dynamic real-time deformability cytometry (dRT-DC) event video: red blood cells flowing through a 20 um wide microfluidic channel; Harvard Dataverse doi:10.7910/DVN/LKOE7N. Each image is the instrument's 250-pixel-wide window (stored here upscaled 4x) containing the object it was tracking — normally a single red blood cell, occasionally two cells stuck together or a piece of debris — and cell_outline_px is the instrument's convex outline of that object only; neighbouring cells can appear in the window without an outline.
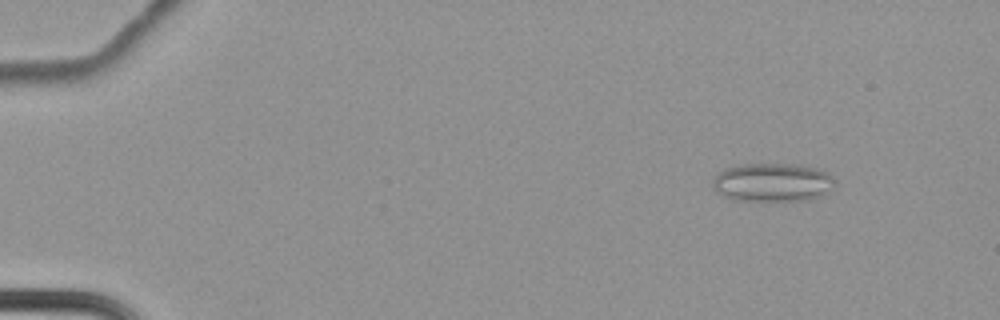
{"species": "common noctule bat (a hibernating species)", "species_latin": "Nyctalus noctula", "temperature_condition": "cold", "stored_images_in_passage": 65, "camera_frame_rate_fps": 3000, "um_per_image_px": 0.085, "animal": {"sex": "female", "body_mass_g": 22.7, "forearm_length_mm": 54.2}, "frame": {"image": 1, "passage_image": 9, "time_ms": 2.667, "image_size_px": [1000, 320], "cell_outline_px": [[836, 184], [824, 196], [812, 200], [732, 200], [716, 192], [712, 184], [712, 180], [724, 168], [740, 164], [796, 164], [816, 168], [832, 176], [836, 180]], "centroid_in_image_um": [65.68, 15.51], "position_along_channel_um": 19.3, "area_um2": 27.69}}
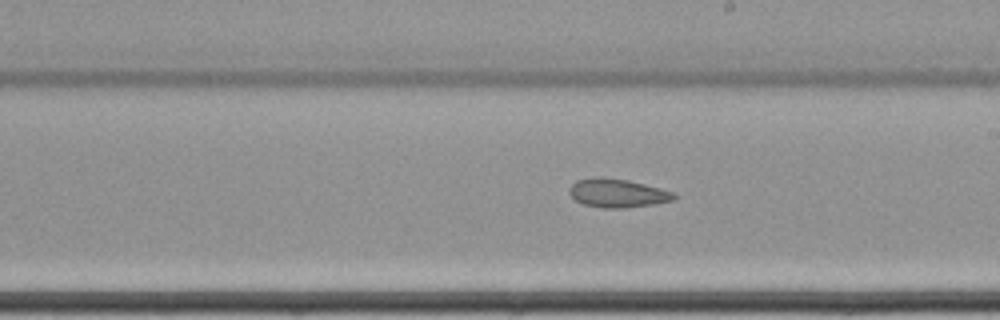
{"frame": {"image": 2, "passage_image": 40, "time_ms": 13.0, "image_size_px": [1000, 320], "cell_outline_px": [[676, 200], [652, 204], [624, 208], [600, 208], [584, 204], [576, 200], [568, 192], [568, 188], [576, 180], [596, 176], [604, 176], [628, 180], [660, 188], [672, 192], [676, 196]], "centroid_in_image_um": [52.45, 16.4], "position_along_channel_um": 236.6, "area_um2": 17.57}}
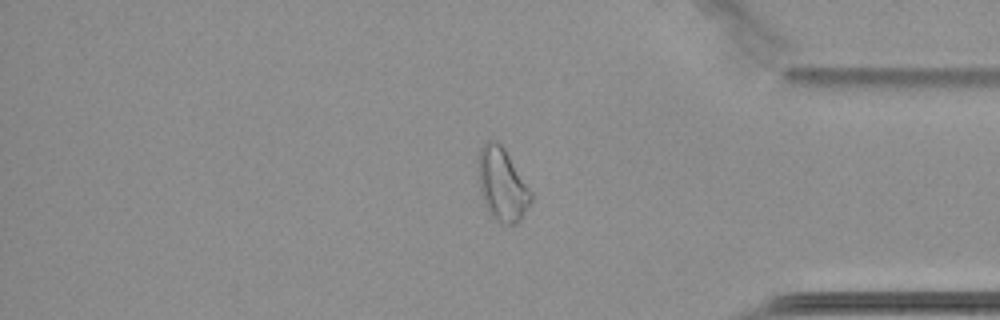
{"frame": {"image": 3, "passage_image": 55, "time_ms": 18.0, "image_size_px": [1000, 320], "cell_outline_px": [[532, 200], [520, 220], [516, 224], [508, 224], [496, 220], [488, 212], [484, 204], [480, 192], [480, 148], [488, 140], [496, 140], [504, 148], [532, 192]], "centroid_in_image_um": [42.71, 15.71], "position_along_channel_um": 392.5, "area_um2": 21.91}}